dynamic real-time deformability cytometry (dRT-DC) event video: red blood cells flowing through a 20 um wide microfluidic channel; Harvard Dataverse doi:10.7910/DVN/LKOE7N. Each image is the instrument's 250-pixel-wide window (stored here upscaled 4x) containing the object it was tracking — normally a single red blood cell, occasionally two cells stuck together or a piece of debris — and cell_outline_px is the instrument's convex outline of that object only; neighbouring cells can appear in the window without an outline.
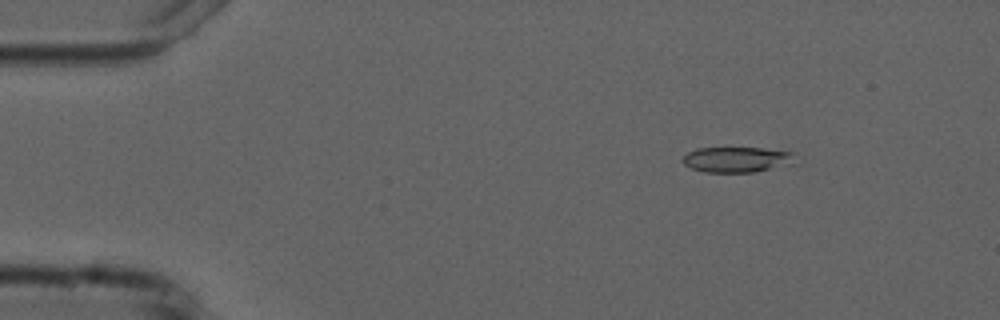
{"species": "common noctule bat (a hibernating species)", "species_latin": "Nyctalus noctula", "temperature_condition": "cold", "stored_images_in_passage": 6, "camera_frame_rate_fps": 3000, "um_per_image_px": 0.085, "animal": {"sex": "male", "forearm_length_mm": 52.5}, "frame": {"image": 1, "passage_image": 2, "time_ms": 2.0, "image_size_px": [1000, 320], "cell_outline_px": [[796, 152], [792, 164], [752, 172], [708, 172], [692, 168], [684, 164], [680, 160], [688, 152], [696, 148], [760, 148]], "centroid_in_image_um": [62.63, 13.55], "position_along_channel_um": 22.4, "area_um2": 16.59}}
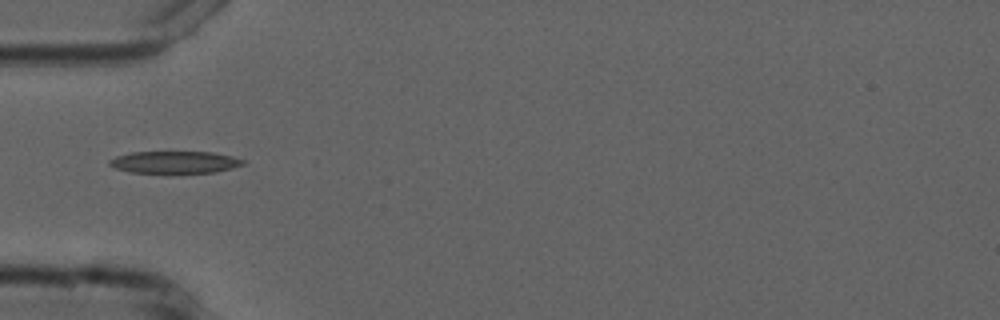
{"frame": {"image": 2, "passage_image": 5, "time_ms": 5.333, "image_size_px": [1000, 320], "cell_outline_px": [[244, 164], [232, 168], [216, 172], [128, 172], [116, 168], [108, 164], [108, 160], [116, 156], [132, 152], [212, 152], [232, 156], [244, 160]], "centroid_in_image_um": [14.84, 13.78], "position_along_channel_um": 70.2, "area_um2": 16.99}}